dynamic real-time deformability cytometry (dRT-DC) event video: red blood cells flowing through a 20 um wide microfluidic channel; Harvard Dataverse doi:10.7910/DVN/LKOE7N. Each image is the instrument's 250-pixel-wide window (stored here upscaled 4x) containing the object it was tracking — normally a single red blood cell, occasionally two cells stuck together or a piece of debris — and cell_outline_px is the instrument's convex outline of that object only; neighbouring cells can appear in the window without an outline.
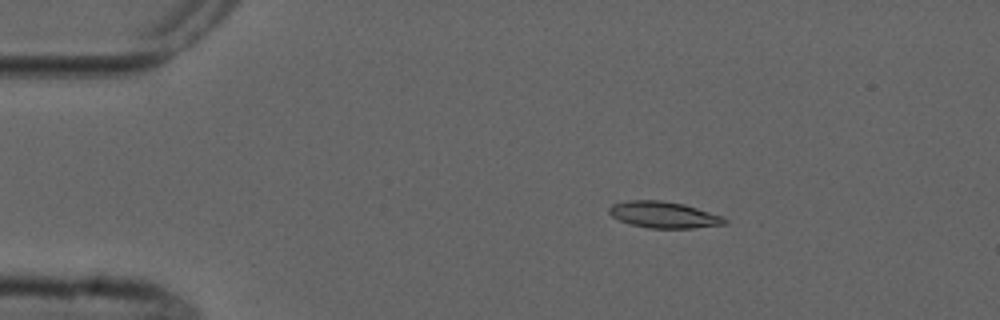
{"species": "common noctule bat (a hibernating species)", "species_latin": "Nyctalus noctula", "temperature_condition": "cold", "stored_images_in_passage": 3, "camera_frame_rate_fps": 3000, "um_per_image_px": 0.085, "animal": {"sex": "male", "forearm_length_mm": 52.5}, "frame": {"image": 1, "passage_image": 2, "time_ms": 1.667, "image_size_px": [1000, 320], "cell_outline_px": [[728, 224], [692, 228], [648, 228], [628, 224], [612, 216], [608, 212], [608, 208], [612, 204], [628, 200], [660, 200], [684, 204], [720, 216], [728, 220]], "centroid_in_image_um": [56.38, 18.26], "position_along_channel_um": 28.6, "area_um2": 17.74}}